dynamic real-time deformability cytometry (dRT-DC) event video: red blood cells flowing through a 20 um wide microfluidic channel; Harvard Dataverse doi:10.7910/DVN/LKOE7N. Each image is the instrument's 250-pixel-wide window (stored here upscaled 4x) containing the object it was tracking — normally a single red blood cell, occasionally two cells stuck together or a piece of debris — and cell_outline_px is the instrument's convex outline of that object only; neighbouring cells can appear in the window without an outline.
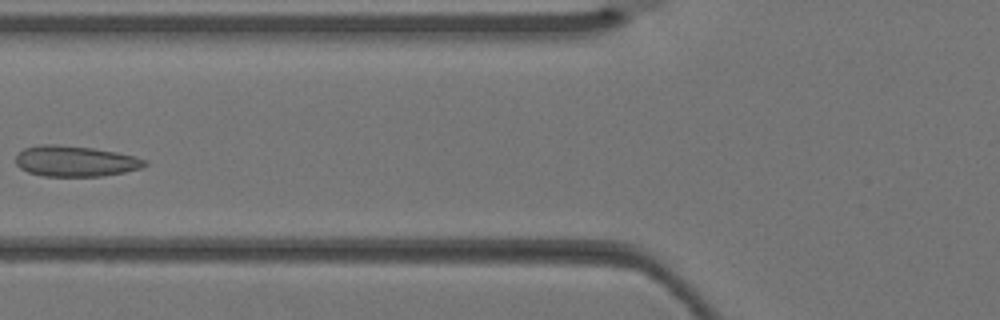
{"species": "Egyptian fruit bat (a non-hibernating species)", "species_latin": "Rousettus aegyptiacus", "temperature_condition": "warm", "stored_images_in_passage": 4, "camera_frame_rate_fps": 3000, "um_per_image_px": 0.085, "animal": {"sex": "female"}, "frame": {"image": 1, "passage_image": 4, "time_ms": 1.0, "image_size_px": [1000, 320], "cell_outline_px": [[148, 164], [144, 168], [124, 172], [100, 176], [44, 176], [28, 172], [20, 168], [16, 164], [16, 156], [24, 148], [40, 144], [56, 144], [92, 148], [116, 152], [136, 156], [148, 160]], "centroid_in_image_um": [6.44, 13.7], "position_along_channel_um": 119.4, "area_um2": 23.24}}